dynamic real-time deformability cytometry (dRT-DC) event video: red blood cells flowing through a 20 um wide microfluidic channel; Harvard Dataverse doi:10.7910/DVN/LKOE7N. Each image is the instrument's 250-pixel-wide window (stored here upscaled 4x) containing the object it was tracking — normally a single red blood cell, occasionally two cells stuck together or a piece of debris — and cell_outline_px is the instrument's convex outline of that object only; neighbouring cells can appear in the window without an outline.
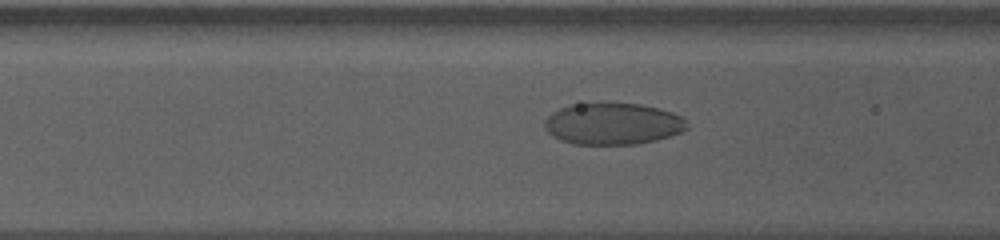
{"species": "human", "species_latin": "Homo sapiens", "temperature_condition": "cold", "stored_images_in_passage": 48, "camera_frame_rate_fps": 3000, "um_per_image_px": 0.085, "donor": {"sex": "male"}, "frame": {"image": 1, "passage_image": 13, "time_ms": 4.0, "image_size_px": [1000, 240], "cell_outline_px": [[688, 128], [680, 132], [656, 140], [636, 144], [572, 144], [560, 140], [552, 136], [544, 128], [544, 120], [552, 112], [560, 108], [572, 104], [640, 104], [672, 112], [680, 116], [684, 120]], "centroid_in_image_um": [52.04, 10.54], "position_along_channel_um": 114.6, "area_um2": 34.22}}
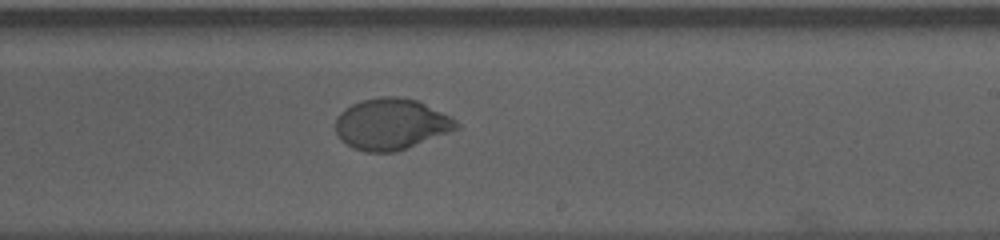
{"frame": {"image": 2, "passage_image": 25, "time_ms": 8.0, "image_size_px": [1000, 240], "cell_outline_px": [[460, 128], [396, 152], [364, 152], [352, 148], [340, 140], [336, 136], [336, 116], [344, 108], [360, 100], [380, 96], [396, 96], [416, 100], [456, 120], [460, 124]], "centroid_in_image_um": [33.19, 10.56], "position_along_channel_um": 255.8, "area_um2": 36.13}}
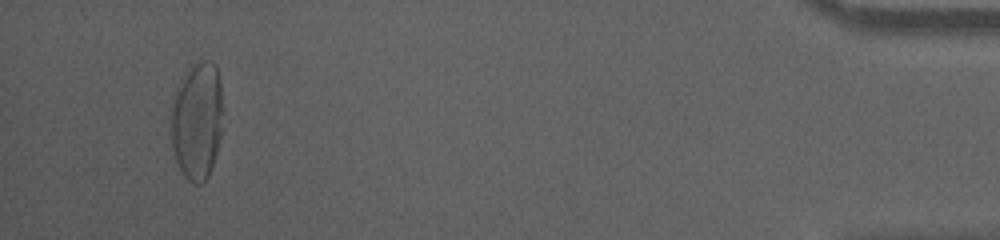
{"frame": {"image": 3, "passage_image": 45, "time_ms": 14.667, "image_size_px": [1000, 240], "cell_outline_px": [[224, 112], [220, 136], [212, 168], [208, 176], [200, 184], [196, 184], [188, 180], [184, 176], [176, 160], [168, 132], [168, 116], [176, 92], [184, 72], [196, 60], [212, 60], [216, 64], [220, 84], [224, 108]], "centroid_in_image_um": [16.73, 10.22], "position_along_channel_um": 418.5, "area_um2": 36.76}, "authors_computed_cell_mechanics": {"area_um2": 35.1424, "velocity_mm_per_s": 3.5401, "shape_relaxation_time_tau1_ms": 4.7198, "shape_relaxation_time_tau2_ms": null, "deformation_change_tau1": 0.1825, "deformation_change_tau2": null}}